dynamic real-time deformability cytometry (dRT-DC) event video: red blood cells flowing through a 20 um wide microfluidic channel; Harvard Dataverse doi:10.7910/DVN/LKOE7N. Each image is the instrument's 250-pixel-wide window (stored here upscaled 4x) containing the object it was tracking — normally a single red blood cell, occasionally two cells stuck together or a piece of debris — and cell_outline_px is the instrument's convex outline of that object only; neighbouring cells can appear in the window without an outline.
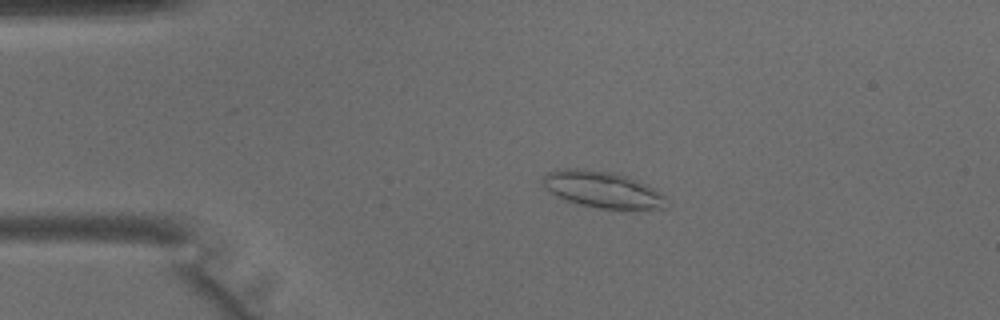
{"species": "common noctule bat (a hibernating species)", "species_latin": "Nyctalus noctula", "temperature_condition": "warm", "stored_images_in_passage": 40, "camera_frame_rate_fps": 3000, "um_per_image_px": 0.085, "animal": {"sex": "male", "body_mass_g": 15.6}, "frame": {"image": 1, "passage_image": 6, "time_ms": 1.667, "image_size_px": [1000, 320], "cell_outline_px": [[664, 208], [600, 208], [580, 204], [556, 196], [544, 188], [540, 180], [548, 172], [564, 168], [576, 168], [608, 172], [624, 176], [636, 180], [656, 188], [664, 196]], "centroid_in_image_um": [51.14, 16.09], "position_along_channel_um": 33.9, "area_um2": 25.66}}
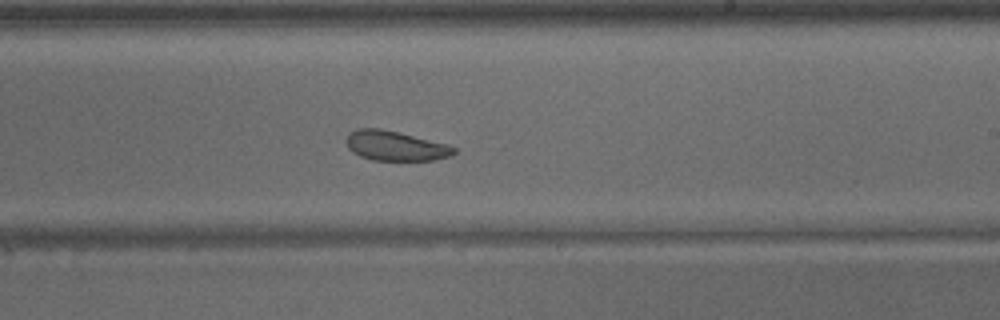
{"frame": {"image": 2, "passage_image": 23, "time_ms": 7.333, "image_size_px": [1000, 320], "cell_outline_px": [[456, 152], [448, 156], [432, 160], [372, 160], [360, 156], [352, 152], [348, 148], [348, 132], [356, 128], [380, 128], [400, 132], [448, 144], [456, 148]], "centroid_in_image_um": [33.6, 12.38], "position_along_channel_um": 255.4, "area_um2": 18.67}}
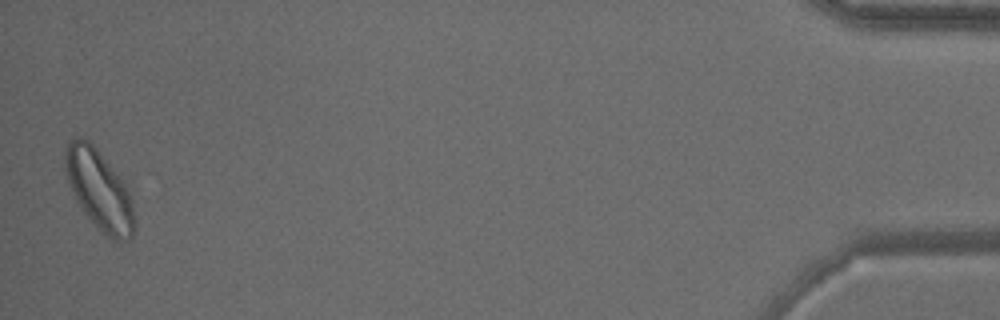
{"frame": {"image": 3, "passage_image": 40, "time_ms": 13.0, "image_size_px": [1000, 320], "cell_outline_px": [[136, 228], [132, 236], [128, 240], [112, 240], [104, 236], [80, 208], [64, 172], [64, 148], [76, 136], [80, 136], [88, 140], [96, 148], [128, 188], [132, 204], [136, 224]], "centroid_in_image_um": [8.42, 16.17], "position_along_channel_um": 426.8, "area_um2": 32.31}}